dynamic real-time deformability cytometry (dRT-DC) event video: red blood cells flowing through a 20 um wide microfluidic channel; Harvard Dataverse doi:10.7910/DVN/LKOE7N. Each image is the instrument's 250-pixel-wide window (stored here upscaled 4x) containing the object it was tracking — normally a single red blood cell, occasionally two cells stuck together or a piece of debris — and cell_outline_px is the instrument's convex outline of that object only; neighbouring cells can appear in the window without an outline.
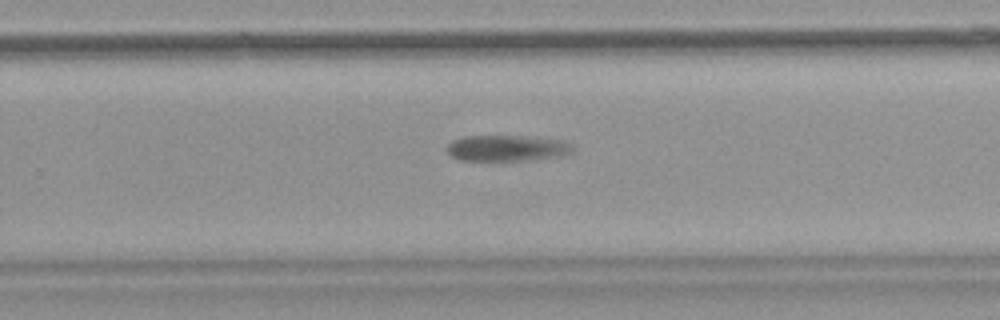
{"species": "common noctule bat (a hibernating species)", "species_latin": "Nyctalus noctula", "temperature_condition": "warm", "stored_images_in_passage": 34, "camera_frame_rate_fps": 3000, "um_per_image_px": 0.085, "animal": {"sex": "female", "body_mass_g": 18.4}, "frame": {"image": 1, "passage_image": 25, "time_ms": 8.0, "image_size_px": [1000, 320], "cell_outline_px": [[572, 152], [560, 156], [524, 160], [460, 160], [452, 156], [448, 152], [448, 144], [452, 140], [460, 136], [524, 136], [556, 140], [568, 144], [572, 148]], "centroid_in_image_um": [43.0, 12.59], "position_along_channel_um": 286.8, "area_um2": 18.61}}